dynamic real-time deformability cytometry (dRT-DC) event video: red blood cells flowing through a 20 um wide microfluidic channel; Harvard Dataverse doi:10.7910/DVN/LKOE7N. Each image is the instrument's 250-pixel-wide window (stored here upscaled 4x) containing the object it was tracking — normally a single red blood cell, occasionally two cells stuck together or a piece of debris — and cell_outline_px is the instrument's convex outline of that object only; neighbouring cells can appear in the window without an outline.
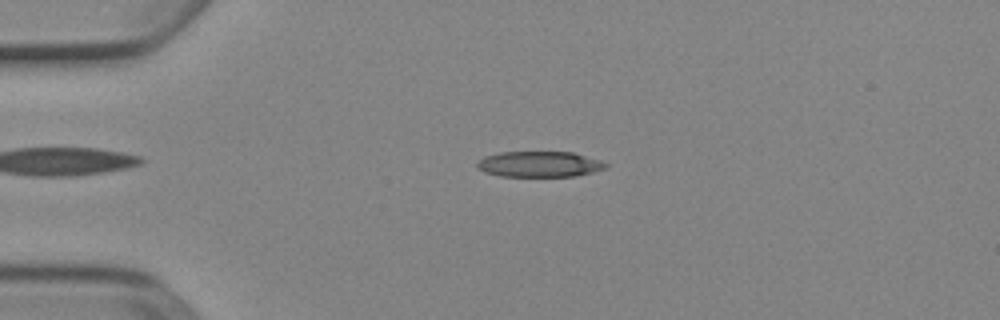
{"species": "Egyptian fruit bat (a non-hibernating species)", "species_latin": "Rousettus aegyptiacus", "temperature_condition": "cold", "stored_images_in_passage": 48, "camera_frame_rate_fps": 3000, "um_per_image_px": 0.085, "animal": {"sex": "female"}, "frame": {"image": 1, "passage_image": 8, "time_ms": 2.333, "image_size_px": [1000, 320], "cell_outline_px": [[608, 168], [576, 176], [500, 176], [484, 172], [476, 168], [476, 164], [484, 156], [500, 152], [572, 152], [600, 160], [608, 164]], "centroid_in_image_um": [45.84, 13.95], "position_along_channel_um": 39.2, "area_um2": 19.31}}
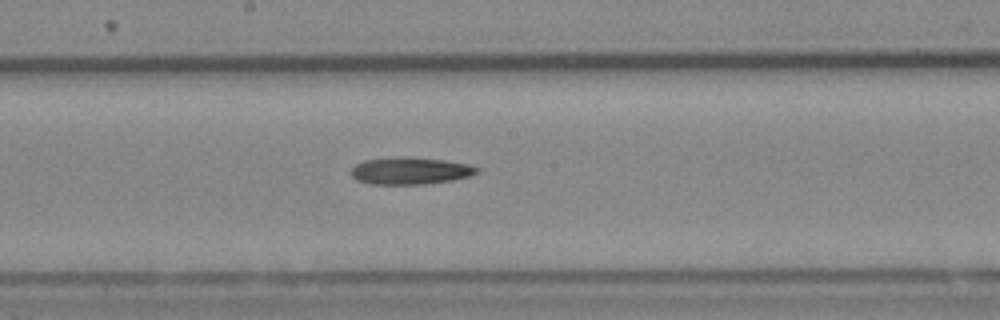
{"frame": {"image": 2, "passage_image": 24, "time_ms": 7.667, "image_size_px": [1000, 320], "cell_outline_px": [[480, 172], [472, 176], [452, 180], [424, 184], [372, 184], [356, 180], [352, 176], [352, 168], [356, 164], [364, 160], [404, 156], [412, 156], [444, 160], [468, 164], [480, 168]], "centroid_in_image_um": [34.92, 14.51], "position_along_channel_um": 213.3, "area_um2": 20.06}}
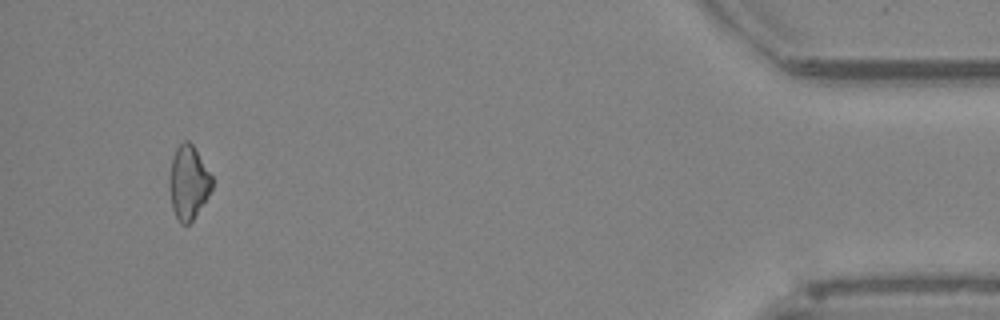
{"frame": {"image": 3, "passage_image": 45, "time_ms": 14.667, "image_size_px": [1000, 320], "cell_outline_px": [[212, 188], [208, 196], [192, 220], [188, 224], [180, 224], [172, 208], [168, 188], [168, 180], [172, 156], [176, 148], [184, 140], [188, 140], [192, 144], [212, 176]], "centroid_in_image_um": [15.98, 15.5], "position_along_channel_um": 419.2, "area_um2": 18.32}}